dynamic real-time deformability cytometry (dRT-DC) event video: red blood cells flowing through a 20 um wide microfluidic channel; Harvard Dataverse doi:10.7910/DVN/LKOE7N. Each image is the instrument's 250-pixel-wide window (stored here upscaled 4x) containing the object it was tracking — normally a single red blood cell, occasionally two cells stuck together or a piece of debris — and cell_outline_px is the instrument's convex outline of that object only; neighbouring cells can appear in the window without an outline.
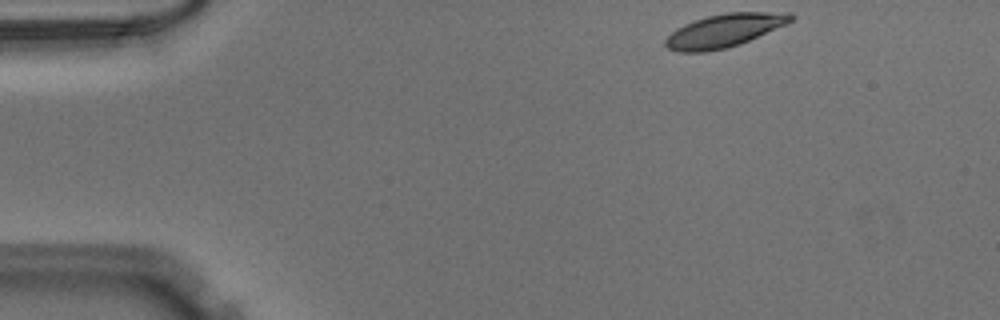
{"species": "Egyptian fruit bat (a non-hibernating species)", "species_latin": "Rousettus aegyptiacus", "temperature_condition": "warm", "stored_images_in_passage": 45, "camera_frame_rate_fps": 3000, "um_per_image_px": 0.085, "animal": {"sex": "male"}, "frame": {"image": 1, "passage_image": 1, "time_ms": 0.0, "image_size_px": [1000, 320], "cell_outline_px": [[792, 20], [788, 24], [740, 44], [728, 48], [704, 52], [680, 52], [668, 48], [664, 44], [664, 40], [676, 28], [684, 24], [708, 16], [728, 12], [792, 12]], "centroid_in_image_um": [61.58, 2.6], "position_along_channel_um": 23.4, "area_um2": 24.28}}
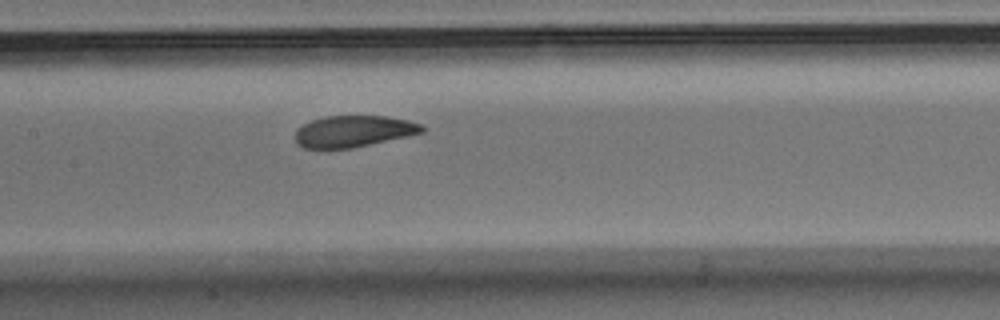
{"frame": {"image": 2, "passage_image": 19, "time_ms": 6.0, "image_size_px": [1000, 320], "cell_outline_px": [[424, 132], [408, 136], [352, 148], [304, 148], [296, 144], [296, 128], [312, 120], [324, 116], [384, 116], [408, 120], [420, 124], [424, 128]], "centroid_in_image_um": [30.03, 11.16], "position_along_channel_um": 177.4, "area_um2": 23.18}}
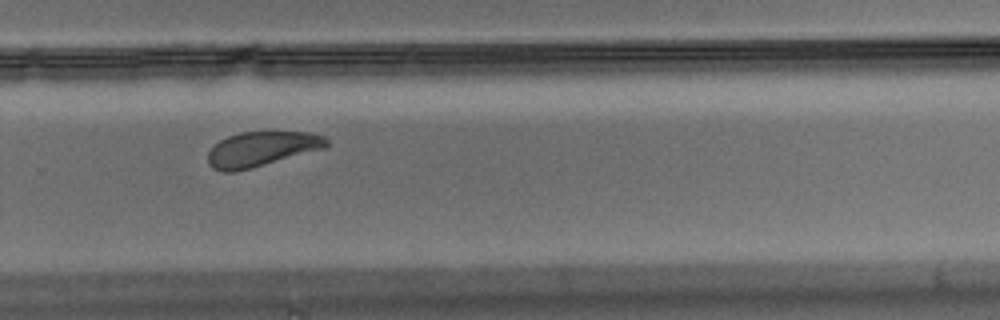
{"frame": {"image": 3, "passage_image": 29, "time_ms": 9.333, "image_size_px": [1000, 320], "cell_outline_px": [[328, 148], [252, 168], [236, 172], [224, 172], [212, 168], [208, 164], [208, 152], [220, 140], [228, 136], [240, 132], [308, 132], [324, 136], [328, 140]], "centroid_in_image_um": [22.26, 12.68], "position_along_channel_um": 307.5, "area_um2": 24.28}}